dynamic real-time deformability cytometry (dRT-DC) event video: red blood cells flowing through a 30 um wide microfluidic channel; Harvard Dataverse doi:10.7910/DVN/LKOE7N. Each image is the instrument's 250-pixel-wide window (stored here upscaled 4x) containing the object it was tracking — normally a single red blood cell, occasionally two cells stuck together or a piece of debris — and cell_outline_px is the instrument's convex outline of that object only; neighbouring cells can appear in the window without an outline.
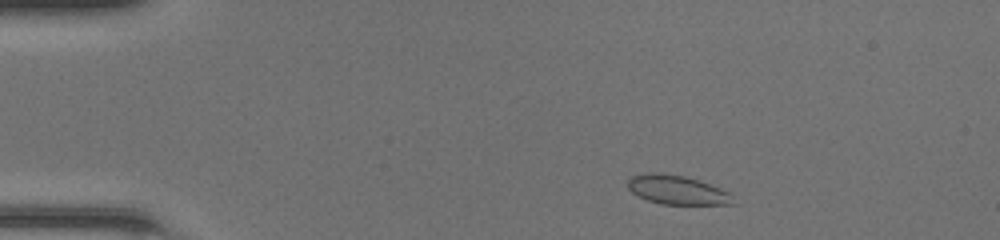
{"species": "common noctule bat (a hibernating species)", "species_latin": "Nyctalus noctula", "temperature_condition": "room temperature", "stored_images_in_passage": 43, "camera_frame_rate_fps": 3000, "um_per_image_px": 0.085, "animal": {"sex": "female", "body_mass_g": 20.0, "forearm_length_mm": 54.0}, "frame": {"image": 1, "passage_image": 3, "time_ms": 0.667, "image_size_px": [1000, 240], "cell_outline_px": [[736, 204], [660, 204], [648, 200], [632, 192], [628, 188], [628, 176], [644, 172], [656, 172], [684, 176], [720, 188], [728, 192]], "centroid_in_image_um": [57.49, 16.13], "position_along_channel_um": 27.5, "area_um2": 17.69}}
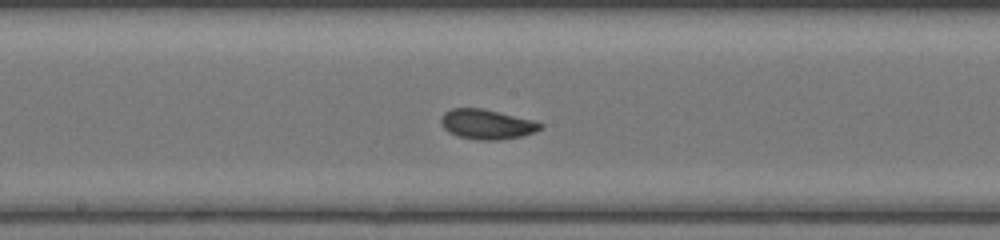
{"frame": {"image": 2, "passage_image": 21, "time_ms": 6.667, "image_size_px": [1000, 240], "cell_outline_px": [[544, 128], [536, 132], [524, 136], [500, 140], [476, 140], [456, 136], [448, 132], [444, 128], [440, 120], [444, 112], [452, 108], [484, 108], [532, 120], [544, 124]], "centroid_in_image_um": [41.4, 10.57], "position_along_channel_um": 206.8, "area_um2": 17.57}}
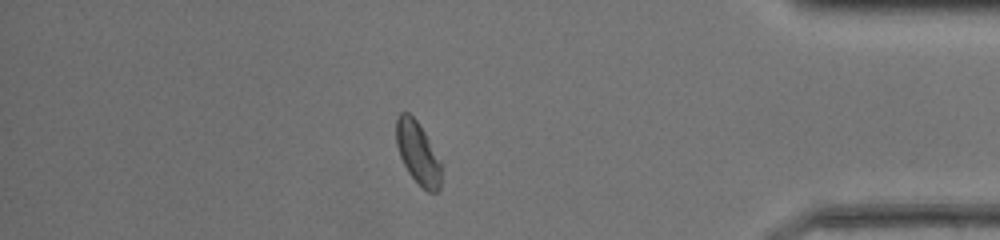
{"frame": {"image": 3, "passage_image": 37, "time_ms": 12.0, "image_size_px": [1000, 240], "cell_outline_px": [[440, 188], [436, 192], [428, 192], [408, 172], [400, 156], [396, 144], [396, 116], [400, 112], [408, 112], [416, 120], [424, 132], [440, 160]], "centroid_in_image_um": [35.49, 12.97], "position_along_channel_um": 399.7, "area_um2": 16.07}, "authors_computed_cell_mechanics": {"area_um2": 17.2822, "velocity_mm_per_s": 4.254, "shape_relaxation_time_tau1_ms": 4.9969, "shape_relaxation_time_tau2_ms": null, "deformation_change_tau1": 0.1081, "deformation_change_tau2": null}}